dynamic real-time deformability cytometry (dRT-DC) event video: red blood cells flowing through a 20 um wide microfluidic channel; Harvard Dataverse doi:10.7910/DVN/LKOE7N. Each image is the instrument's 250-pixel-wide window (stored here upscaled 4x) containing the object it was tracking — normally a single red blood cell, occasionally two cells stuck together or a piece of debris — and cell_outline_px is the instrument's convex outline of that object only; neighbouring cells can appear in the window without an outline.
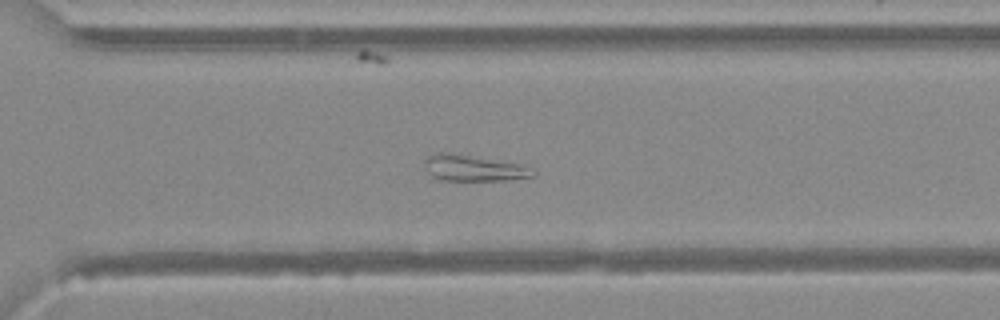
{"species": "Egyptian fruit bat (a non-hibernating species)", "species_latin": "Rousettus aegyptiacus", "temperature_condition": "warm", "stored_images_in_passage": 50, "segment_of_instrument_passage": [2, 2], "camera_frame_rate_fps": 3000, "um_per_image_px": 0.085, "animal": {"sex": "female"}, "frame": {"image": 1, "passage_image": 36, "time_ms": 11.667, "image_size_px": [1000, 320], "cell_outline_px": [[536, 176], [504, 180], [440, 180], [432, 176], [424, 168], [424, 160], [428, 156], [440, 152], [524, 164], [536, 172]], "centroid_in_image_um": [40.27, 14.3], "position_along_channel_um": 330.3, "area_um2": 16.24}}
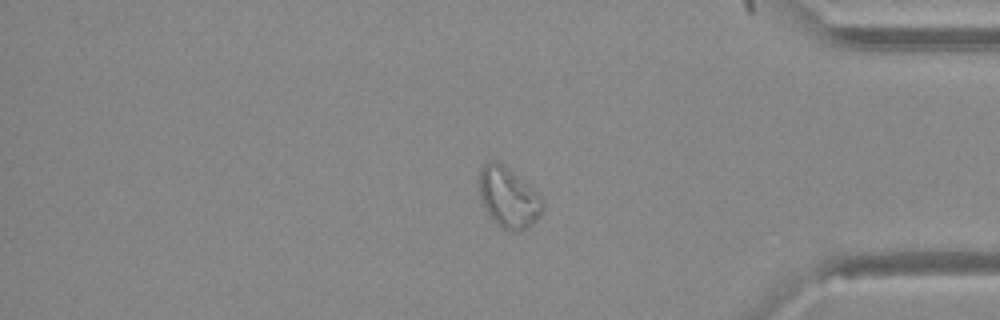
{"frame": {"image": 2, "passage_image": 42, "time_ms": 13.667, "image_size_px": [1000, 320], "cell_outline_px": [[544, 212], [528, 228], [516, 232], [512, 232], [504, 228], [488, 212], [480, 196], [480, 168], [484, 164], [492, 160], [500, 160], [532, 188], [544, 200]], "centroid_in_image_um": [43.27, 16.76], "position_along_channel_um": 391.9, "area_um2": 22.14}}
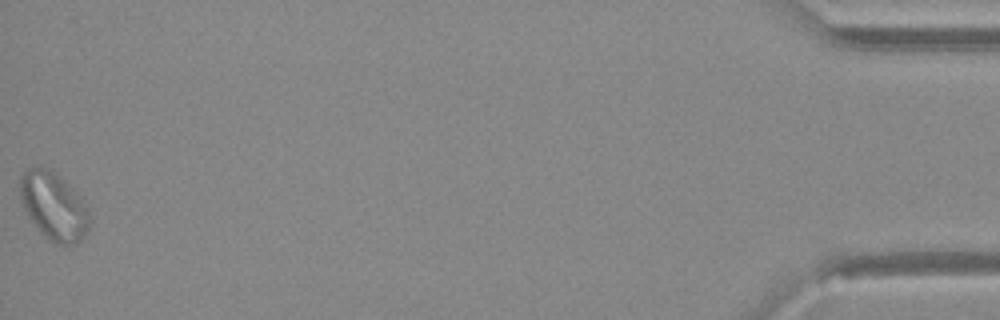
{"frame": {"image": 3, "passage_image": 50, "time_ms": 16.333, "image_size_px": [1000, 320], "cell_outline_px": [[92, 220], [84, 236], [76, 244], [56, 244], [48, 240], [36, 228], [20, 204], [20, 176], [28, 168], [48, 168], [76, 192], [88, 212]], "centroid_in_image_um": [4.54, 17.57], "position_along_channel_um": 430.7, "area_um2": 27.17}}